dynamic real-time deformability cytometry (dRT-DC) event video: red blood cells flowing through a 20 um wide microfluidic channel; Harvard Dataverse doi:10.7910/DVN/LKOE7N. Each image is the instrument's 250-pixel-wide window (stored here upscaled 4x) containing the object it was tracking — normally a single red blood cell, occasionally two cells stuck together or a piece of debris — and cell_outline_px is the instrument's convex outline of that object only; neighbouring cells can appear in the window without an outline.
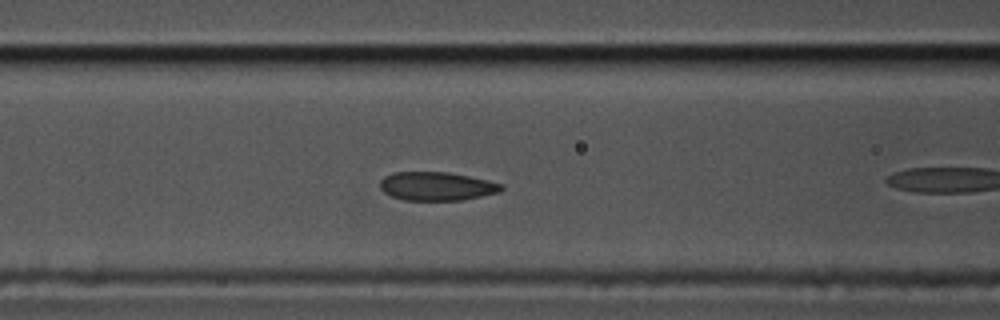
{"species": "common noctule bat (a hibernating species)", "species_latin": "Nyctalus noctula", "temperature_condition": "cold", "stored_images_in_passage": 12, "camera_frame_rate_fps": 3000, "um_per_image_px": 0.085, "animal": {"sex": "male", "body_mass_g": 17.5, "forearm_length_mm": 52.3}, "frame": {"image": 1, "passage_image": 7, "time_ms": 2.0, "image_size_px": [1000, 320], "cell_outline_px": [[504, 188], [500, 192], [464, 200], [404, 200], [392, 196], [384, 192], [380, 188], [380, 180], [384, 176], [392, 172], [448, 172], [488, 180], [504, 184]], "centroid_in_image_um": [37.13, 15.83], "position_along_channel_um": 129.5, "area_um2": 20.35}}
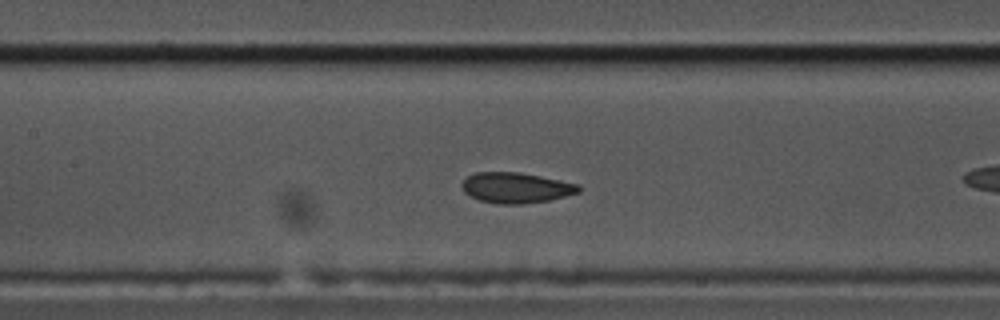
{"frame": {"image": 2, "passage_image": 10, "time_ms": 3.0, "image_size_px": [1000, 320], "cell_outline_px": [[580, 192], [548, 200], [520, 204], [500, 204], [480, 200], [464, 192], [460, 184], [468, 176], [476, 172], [520, 172], [580, 184]], "centroid_in_image_um": [43.85, 15.95], "position_along_channel_um": 163.5, "area_um2": 20.63}}